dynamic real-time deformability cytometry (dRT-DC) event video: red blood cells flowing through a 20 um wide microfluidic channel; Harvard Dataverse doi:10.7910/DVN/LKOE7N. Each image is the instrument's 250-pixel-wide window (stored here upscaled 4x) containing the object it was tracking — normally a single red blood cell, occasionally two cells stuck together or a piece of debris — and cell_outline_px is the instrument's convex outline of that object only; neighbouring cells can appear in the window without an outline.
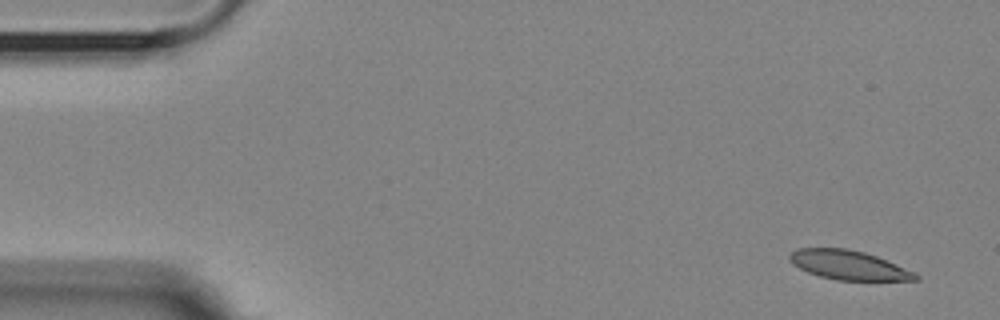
{"species": "Egyptian fruit bat (a non-hibernating species)", "species_latin": "Rousettus aegyptiacus", "temperature_condition": "room temperature", "stored_images_in_passage": 12, "camera_frame_rate_fps": 3000, "um_per_image_px": 0.085, "animal": {"sex": "female"}, "frame": {"image": 1, "passage_image": 1, "time_ms": 0.0, "image_size_px": [1000, 320], "cell_outline_px": [[920, 280], [836, 280], [820, 276], [808, 272], [792, 264], [788, 260], [788, 256], [796, 248], [844, 248], [864, 252], [876, 256], [916, 272], [920, 276]], "centroid_in_image_um": [72.13, 22.53], "position_along_channel_um": 12.9, "area_um2": 21.44}}